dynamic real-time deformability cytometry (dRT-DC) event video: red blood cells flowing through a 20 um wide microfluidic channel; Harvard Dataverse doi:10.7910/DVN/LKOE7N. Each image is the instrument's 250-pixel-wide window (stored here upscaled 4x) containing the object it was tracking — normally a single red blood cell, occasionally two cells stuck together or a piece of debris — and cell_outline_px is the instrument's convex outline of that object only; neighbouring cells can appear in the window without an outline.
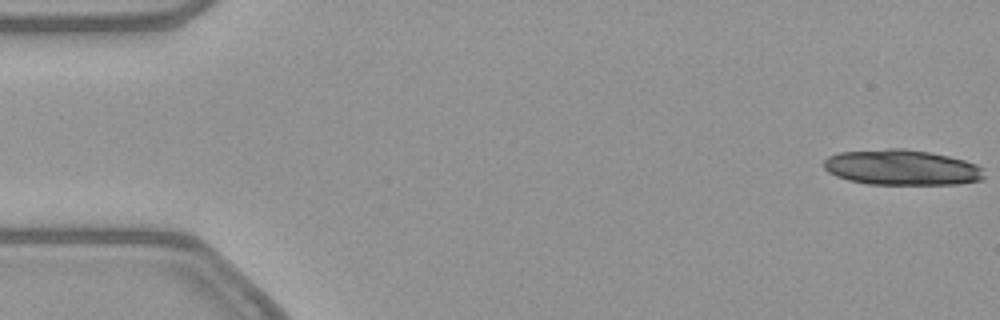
{"species": "common noctule bat (a hibernating species)", "species_latin": "Nyctalus noctula", "temperature_condition": "warm", "stored_images_in_passage": 31, "camera_frame_rate_fps": 3000, "um_per_image_px": 0.085, "animal": {"sex": "female", "body_mass_g": 21.9}, "frame": {"image": 1, "passage_image": 1, "time_ms": 0.0, "image_size_px": [1000, 320], "cell_outline_px": [[984, 176], [980, 180], [956, 184], [868, 184], [848, 180], [836, 176], [828, 172], [824, 168], [824, 160], [828, 156], [840, 152], [888, 148], [904, 148], [928, 152], [948, 156], [964, 160], [976, 164], [984, 168]], "centroid_in_image_um": [76.63, 14.23], "position_along_channel_um": 8.4, "area_um2": 33.18}}
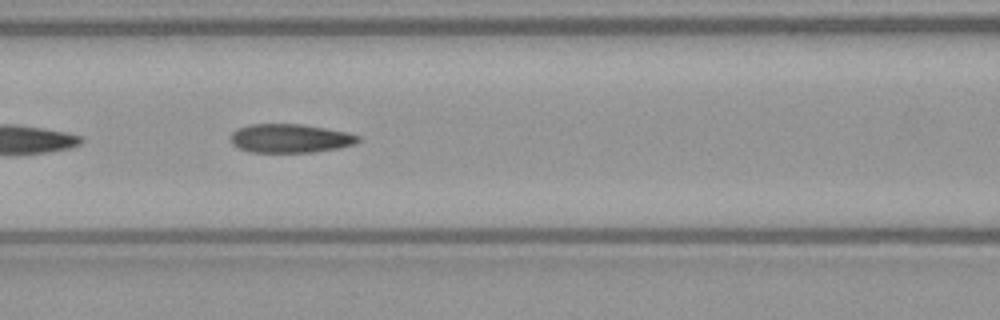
{"frame": {"image": 2, "passage_image": 23, "time_ms": 7.333, "image_size_px": [1000, 320], "cell_outline_px": [[360, 140], [352, 144], [340, 148], [312, 152], [248, 152], [232, 144], [232, 132], [236, 128], [248, 124], [300, 124], [348, 132], [360, 136]], "centroid_in_image_um": [24.65, 11.76], "position_along_channel_um": 142.0, "area_um2": 21.33}}
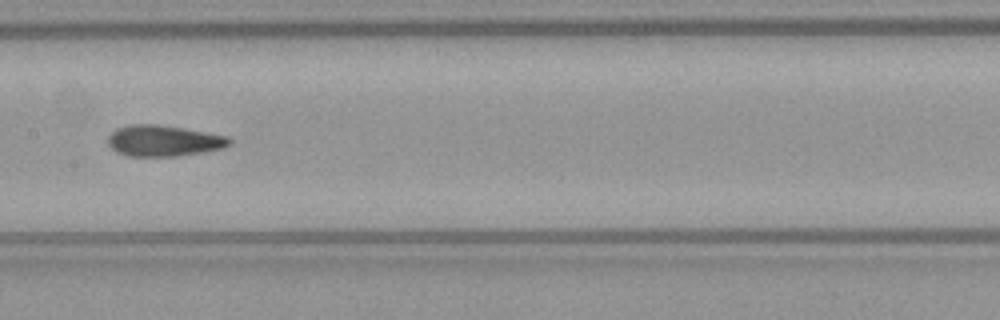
{"frame": {"image": 3, "passage_image": 27, "time_ms": 8.667, "image_size_px": [1000, 320], "cell_outline_px": [[232, 144], [224, 148], [176, 156], [128, 156], [116, 152], [108, 144], [108, 136], [116, 128], [128, 124], [160, 124], [184, 128], [228, 136], [232, 140]], "centroid_in_image_um": [13.9, 11.95], "position_along_channel_um": 193.5, "area_um2": 22.14}}